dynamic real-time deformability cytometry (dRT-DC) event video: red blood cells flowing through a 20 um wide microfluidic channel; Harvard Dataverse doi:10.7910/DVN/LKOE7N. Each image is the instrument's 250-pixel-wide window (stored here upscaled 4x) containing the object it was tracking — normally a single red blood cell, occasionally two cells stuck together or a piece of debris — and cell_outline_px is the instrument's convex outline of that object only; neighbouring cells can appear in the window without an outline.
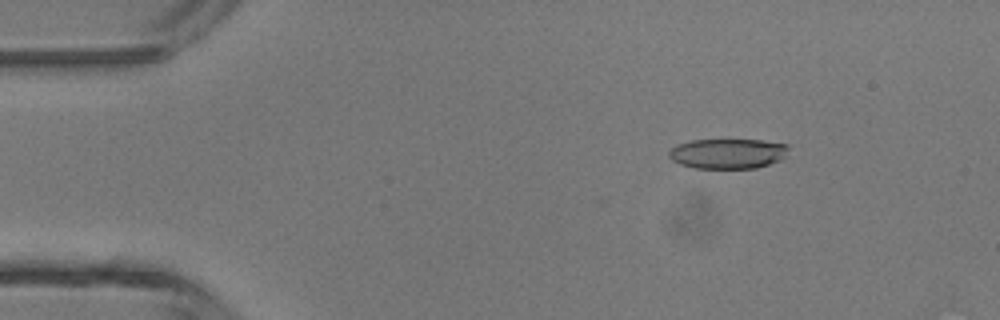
{"species": "common noctule bat (a hibernating species)", "species_latin": "Nyctalus noctula", "temperature_condition": "room temperature", "stored_images_in_passage": 46, "camera_frame_rate_fps": 3000, "um_per_image_px": 0.085, "animal": {"sex": "male", "body_mass_g": 13.3}, "frame": {"image": 1, "passage_image": 7, "time_ms": 2.0, "image_size_px": [1000, 320], "cell_outline_px": [[788, 156], [780, 160], [756, 168], [696, 168], [680, 164], [672, 160], [668, 156], [668, 152], [672, 148], [680, 144], [692, 140], [764, 140], [788, 144]], "centroid_in_image_um": [61.91, 13.05], "position_along_channel_um": 23.1, "area_um2": 20.98}}
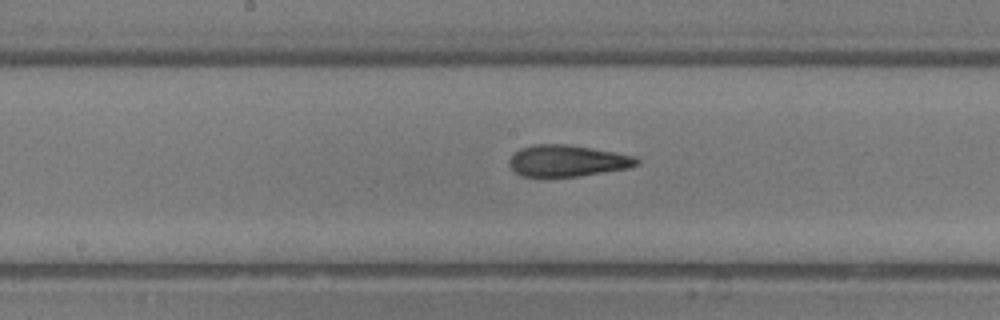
{"frame": {"image": 2, "passage_image": 24, "time_ms": 7.667, "image_size_px": [1000, 320], "cell_outline_px": [[640, 164], [628, 168], [580, 176], [524, 176], [516, 172], [508, 164], [508, 160], [520, 148], [532, 144], [568, 144], [616, 152], [636, 156], [640, 160]], "centroid_in_image_um": [48.26, 13.65], "position_along_channel_um": 199.9, "area_um2": 23.41}}
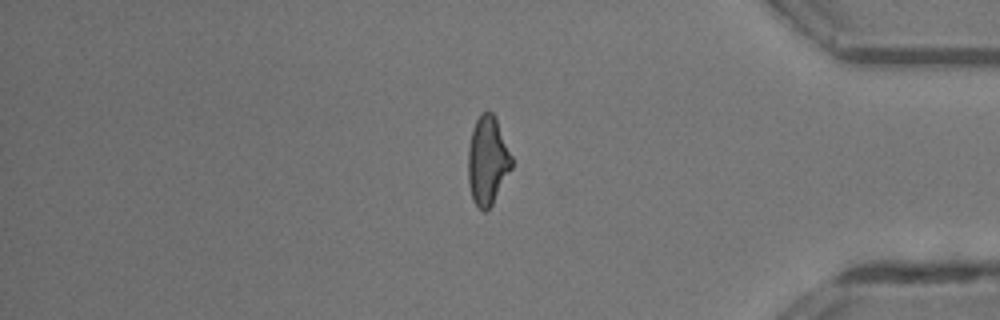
{"frame": {"image": 3, "passage_image": 39, "time_ms": 12.667, "image_size_px": [1000, 320], "cell_outline_px": [[512, 168], [492, 204], [484, 212], [472, 200], [468, 184], [468, 148], [472, 128], [480, 112], [488, 108], [496, 116], [512, 156]], "centroid_in_image_um": [41.43, 13.59], "position_along_channel_um": 393.8, "area_um2": 22.83}, "authors_computed_cell_mechanics": {"area_um2": 23.0044, "velocity_mm_per_s": 4.4618, "shape_relaxation_time_tau1_ms": 5.1347, "shape_relaxation_time_tau2_ms": 2.6824, "deformation_change_tau1": 0.2004, "deformation_change_tau2": 0.1167}}